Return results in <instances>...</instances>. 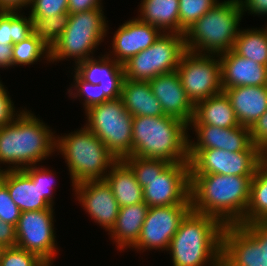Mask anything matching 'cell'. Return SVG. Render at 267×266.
Instances as JSON below:
<instances>
[{"label":"cell","instance_id":"cell-1","mask_svg":"<svg viewBox=\"0 0 267 266\" xmlns=\"http://www.w3.org/2000/svg\"><path fill=\"white\" fill-rule=\"evenodd\" d=\"M253 176L190 174L191 210L217 218L223 225L245 217Z\"/></svg>","mask_w":267,"mask_h":266},{"label":"cell","instance_id":"cell-46","mask_svg":"<svg viewBox=\"0 0 267 266\" xmlns=\"http://www.w3.org/2000/svg\"><path fill=\"white\" fill-rule=\"evenodd\" d=\"M13 67V45L0 42V68Z\"/></svg>","mask_w":267,"mask_h":266},{"label":"cell","instance_id":"cell-48","mask_svg":"<svg viewBox=\"0 0 267 266\" xmlns=\"http://www.w3.org/2000/svg\"><path fill=\"white\" fill-rule=\"evenodd\" d=\"M0 80V95H9V92Z\"/></svg>","mask_w":267,"mask_h":266},{"label":"cell","instance_id":"cell-11","mask_svg":"<svg viewBox=\"0 0 267 266\" xmlns=\"http://www.w3.org/2000/svg\"><path fill=\"white\" fill-rule=\"evenodd\" d=\"M190 174L254 176L266 155L254 144L246 151L188 149Z\"/></svg>","mask_w":267,"mask_h":266},{"label":"cell","instance_id":"cell-34","mask_svg":"<svg viewBox=\"0 0 267 266\" xmlns=\"http://www.w3.org/2000/svg\"><path fill=\"white\" fill-rule=\"evenodd\" d=\"M220 0H179V34L185 32Z\"/></svg>","mask_w":267,"mask_h":266},{"label":"cell","instance_id":"cell-39","mask_svg":"<svg viewBox=\"0 0 267 266\" xmlns=\"http://www.w3.org/2000/svg\"><path fill=\"white\" fill-rule=\"evenodd\" d=\"M29 16L50 17L68 13V0H31Z\"/></svg>","mask_w":267,"mask_h":266},{"label":"cell","instance_id":"cell-45","mask_svg":"<svg viewBox=\"0 0 267 266\" xmlns=\"http://www.w3.org/2000/svg\"><path fill=\"white\" fill-rule=\"evenodd\" d=\"M103 0H68V13H78L91 9L103 8Z\"/></svg>","mask_w":267,"mask_h":266},{"label":"cell","instance_id":"cell-9","mask_svg":"<svg viewBox=\"0 0 267 266\" xmlns=\"http://www.w3.org/2000/svg\"><path fill=\"white\" fill-rule=\"evenodd\" d=\"M221 266H267V221L224 225Z\"/></svg>","mask_w":267,"mask_h":266},{"label":"cell","instance_id":"cell-18","mask_svg":"<svg viewBox=\"0 0 267 266\" xmlns=\"http://www.w3.org/2000/svg\"><path fill=\"white\" fill-rule=\"evenodd\" d=\"M191 127V128H190ZM194 129L196 141L188 137V149H222L230 152L246 151L252 144L250 128L237 126L221 128L203 124H188Z\"/></svg>","mask_w":267,"mask_h":266},{"label":"cell","instance_id":"cell-30","mask_svg":"<svg viewBox=\"0 0 267 266\" xmlns=\"http://www.w3.org/2000/svg\"><path fill=\"white\" fill-rule=\"evenodd\" d=\"M232 51L267 66V25L261 29H240Z\"/></svg>","mask_w":267,"mask_h":266},{"label":"cell","instance_id":"cell-42","mask_svg":"<svg viewBox=\"0 0 267 266\" xmlns=\"http://www.w3.org/2000/svg\"><path fill=\"white\" fill-rule=\"evenodd\" d=\"M10 95H0V127L12 124L26 109L15 111Z\"/></svg>","mask_w":267,"mask_h":266},{"label":"cell","instance_id":"cell-33","mask_svg":"<svg viewBox=\"0 0 267 266\" xmlns=\"http://www.w3.org/2000/svg\"><path fill=\"white\" fill-rule=\"evenodd\" d=\"M50 62V48L36 36L13 44V66L33 65L42 59Z\"/></svg>","mask_w":267,"mask_h":266},{"label":"cell","instance_id":"cell-29","mask_svg":"<svg viewBox=\"0 0 267 266\" xmlns=\"http://www.w3.org/2000/svg\"><path fill=\"white\" fill-rule=\"evenodd\" d=\"M267 221V157L258 165L251 180L250 199L239 224Z\"/></svg>","mask_w":267,"mask_h":266},{"label":"cell","instance_id":"cell-5","mask_svg":"<svg viewBox=\"0 0 267 266\" xmlns=\"http://www.w3.org/2000/svg\"><path fill=\"white\" fill-rule=\"evenodd\" d=\"M242 16L238 0L219 1L185 32L186 51L220 55L232 50Z\"/></svg>","mask_w":267,"mask_h":266},{"label":"cell","instance_id":"cell-37","mask_svg":"<svg viewBox=\"0 0 267 266\" xmlns=\"http://www.w3.org/2000/svg\"><path fill=\"white\" fill-rule=\"evenodd\" d=\"M32 179L33 183H38L39 189L41 191L42 197L53 207L54 205V192L55 190L53 184L56 176L52 170L43 167V165L29 166L23 169Z\"/></svg>","mask_w":267,"mask_h":266},{"label":"cell","instance_id":"cell-16","mask_svg":"<svg viewBox=\"0 0 267 266\" xmlns=\"http://www.w3.org/2000/svg\"><path fill=\"white\" fill-rule=\"evenodd\" d=\"M73 190L79 204L97 225L108 233L116 223L119 205L105 180H90L75 184Z\"/></svg>","mask_w":267,"mask_h":266},{"label":"cell","instance_id":"cell-40","mask_svg":"<svg viewBox=\"0 0 267 266\" xmlns=\"http://www.w3.org/2000/svg\"><path fill=\"white\" fill-rule=\"evenodd\" d=\"M21 210L11 199L7 187L0 181V220L16 227Z\"/></svg>","mask_w":267,"mask_h":266},{"label":"cell","instance_id":"cell-4","mask_svg":"<svg viewBox=\"0 0 267 266\" xmlns=\"http://www.w3.org/2000/svg\"><path fill=\"white\" fill-rule=\"evenodd\" d=\"M132 156L189 163L188 125L181 119L163 116L132 118Z\"/></svg>","mask_w":267,"mask_h":266},{"label":"cell","instance_id":"cell-19","mask_svg":"<svg viewBox=\"0 0 267 266\" xmlns=\"http://www.w3.org/2000/svg\"><path fill=\"white\" fill-rule=\"evenodd\" d=\"M99 57V58H98ZM97 58H89L77 63L75 72L86 82L98 85L102 93L109 99L121 98L123 81L125 79L124 67L107 53Z\"/></svg>","mask_w":267,"mask_h":266},{"label":"cell","instance_id":"cell-10","mask_svg":"<svg viewBox=\"0 0 267 266\" xmlns=\"http://www.w3.org/2000/svg\"><path fill=\"white\" fill-rule=\"evenodd\" d=\"M185 52L184 34L162 33L154 44L123 64L125 78L150 81L160 74L176 71Z\"/></svg>","mask_w":267,"mask_h":266},{"label":"cell","instance_id":"cell-28","mask_svg":"<svg viewBox=\"0 0 267 266\" xmlns=\"http://www.w3.org/2000/svg\"><path fill=\"white\" fill-rule=\"evenodd\" d=\"M138 19L163 33H179V0H141Z\"/></svg>","mask_w":267,"mask_h":266},{"label":"cell","instance_id":"cell-15","mask_svg":"<svg viewBox=\"0 0 267 266\" xmlns=\"http://www.w3.org/2000/svg\"><path fill=\"white\" fill-rule=\"evenodd\" d=\"M191 210V203L149 207L137 243L131 248L142 253L146 250L169 249L171 239Z\"/></svg>","mask_w":267,"mask_h":266},{"label":"cell","instance_id":"cell-2","mask_svg":"<svg viewBox=\"0 0 267 266\" xmlns=\"http://www.w3.org/2000/svg\"><path fill=\"white\" fill-rule=\"evenodd\" d=\"M54 134L31 110L25 109L12 124L0 127V165L6 163V170H22L46 160L56 151Z\"/></svg>","mask_w":267,"mask_h":266},{"label":"cell","instance_id":"cell-14","mask_svg":"<svg viewBox=\"0 0 267 266\" xmlns=\"http://www.w3.org/2000/svg\"><path fill=\"white\" fill-rule=\"evenodd\" d=\"M137 182L149 207L191 203L189 163H171L160 175Z\"/></svg>","mask_w":267,"mask_h":266},{"label":"cell","instance_id":"cell-41","mask_svg":"<svg viewBox=\"0 0 267 266\" xmlns=\"http://www.w3.org/2000/svg\"><path fill=\"white\" fill-rule=\"evenodd\" d=\"M251 140L267 156V111L250 128Z\"/></svg>","mask_w":267,"mask_h":266},{"label":"cell","instance_id":"cell-13","mask_svg":"<svg viewBox=\"0 0 267 266\" xmlns=\"http://www.w3.org/2000/svg\"><path fill=\"white\" fill-rule=\"evenodd\" d=\"M54 208L21 212L16 225V246L54 262L58 245L54 227Z\"/></svg>","mask_w":267,"mask_h":266},{"label":"cell","instance_id":"cell-8","mask_svg":"<svg viewBox=\"0 0 267 266\" xmlns=\"http://www.w3.org/2000/svg\"><path fill=\"white\" fill-rule=\"evenodd\" d=\"M88 130L118 159L132 156V118L121 98L108 100L85 111Z\"/></svg>","mask_w":267,"mask_h":266},{"label":"cell","instance_id":"cell-7","mask_svg":"<svg viewBox=\"0 0 267 266\" xmlns=\"http://www.w3.org/2000/svg\"><path fill=\"white\" fill-rule=\"evenodd\" d=\"M103 10L97 8L70 14L67 27L50 49V62L73 58L76 65L93 58L97 47L108 35V21Z\"/></svg>","mask_w":267,"mask_h":266},{"label":"cell","instance_id":"cell-31","mask_svg":"<svg viewBox=\"0 0 267 266\" xmlns=\"http://www.w3.org/2000/svg\"><path fill=\"white\" fill-rule=\"evenodd\" d=\"M19 12V13H18ZM32 35L30 16L21 10H0V42L13 45Z\"/></svg>","mask_w":267,"mask_h":266},{"label":"cell","instance_id":"cell-38","mask_svg":"<svg viewBox=\"0 0 267 266\" xmlns=\"http://www.w3.org/2000/svg\"><path fill=\"white\" fill-rule=\"evenodd\" d=\"M43 262L38 255L15 246L4 249L0 266H40Z\"/></svg>","mask_w":267,"mask_h":266},{"label":"cell","instance_id":"cell-22","mask_svg":"<svg viewBox=\"0 0 267 266\" xmlns=\"http://www.w3.org/2000/svg\"><path fill=\"white\" fill-rule=\"evenodd\" d=\"M240 125L251 128L267 111V86L222 88Z\"/></svg>","mask_w":267,"mask_h":266},{"label":"cell","instance_id":"cell-21","mask_svg":"<svg viewBox=\"0 0 267 266\" xmlns=\"http://www.w3.org/2000/svg\"><path fill=\"white\" fill-rule=\"evenodd\" d=\"M221 86H267V66L237 55L232 50L219 55Z\"/></svg>","mask_w":267,"mask_h":266},{"label":"cell","instance_id":"cell-26","mask_svg":"<svg viewBox=\"0 0 267 266\" xmlns=\"http://www.w3.org/2000/svg\"><path fill=\"white\" fill-rule=\"evenodd\" d=\"M104 180L111 188L119 207L143 202V188L137 182L130 166L123 159L117 160L111 166Z\"/></svg>","mask_w":267,"mask_h":266},{"label":"cell","instance_id":"cell-20","mask_svg":"<svg viewBox=\"0 0 267 266\" xmlns=\"http://www.w3.org/2000/svg\"><path fill=\"white\" fill-rule=\"evenodd\" d=\"M165 115L181 119L187 125L194 116V104L187 97L176 71L160 74L149 81Z\"/></svg>","mask_w":267,"mask_h":266},{"label":"cell","instance_id":"cell-32","mask_svg":"<svg viewBox=\"0 0 267 266\" xmlns=\"http://www.w3.org/2000/svg\"><path fill=\"white\" fill-rule=\"evenodd\" d=\"M69 16V13L45 18L30 16L32 35L51 49L67 27Z\"/></svg>","mask_w":267,"mask_h":266},{"label":"cell","instance_id":"cell-25","mask_svg":"<svg viewBox=\"0 0 267 266\" xmlns=\"http://www.w3.org/2000/svg\"><path fill=\"white\" fill-rule=\"evenodd\" d=\"M189 124H203L230 128L240 126L231 102L224 91L194 105V116Z\"/></svg>","mask_w":267,"mask_h":266},{"label":"cell","instance_id":"cell-17","mask_svg":"<svg viewBox=\"0 0 267 266\" xmlns=\"http://www.w3.org/2000/svg\"><path fill=\"white\" fill-rule=\"evenodd\" d=\"M162 33L159 28L138 18L127 20L115 31L111 43L112 51L107 55L123 65L131 57L154 44Z\"/></svg>","mask_w":267,"mask_h":266},{"label":"cell","instance_id":"cell-6","mask_svg":"<svg viewBox=\"0 0 267 266\" xmlns=\"http://www.w3.org/2000/svg\"><path fill=\"white\" fill-rule=\"evenodd\" d=\"M56 151L67 163L72 186L84 181L104 180L118 160L85 126L63 136L57 135Z\"/></svg>","mask_w":267,"mask_h":266},{"label":"cell","instance_id":"cell-44","mask_svg":"<svg viewBox=\"0 0 267 266\" xmlns=\"http://www.w3.org/2000/svg\"><path fill=\"white\" fill-rule=\"evenodd\" d=\"M0 244L5 248L15 247L17 244L15 226L2 220H0Z\"/></svg>","mask_w":267,"mask_h":266},{"label":"cell","instance_id":"cell-36","mask_svg":"<svg viewBox=\"0 0 267 266\" xmlns=\"http://www.w3.org/2000/svg\"><path fill=\"white\" fill-rule=\"evenodd\" d=\"M134 172L137 180L152 179L160 175L171 163L162 159L127 156L123 159Z\"/></svg>","mask_w":267,"mask_h":266},{"label":"cell","instance_id":"cell-23","mask_svg":"<svg viewBox=\"0 0 267 266\" xmlns=\"http://www.w3.org/2000/svg\"><path fill=\"white\" fill-rule=\"evenodd\" d=\"M0 181L7 187L11 199L21 212L49 209L52 206L42 197L38 183L22 170L0 171Z\"/></svg>","mask_w":267,"mask_h":266},{"label":"cell","instance_id":"cell-43","mask_svg":"<svg viewBox=\"0 0 267 266\" xmlns=\"http://www.w3.org/2000/svg\"><path fill=\"white\" fill-rule=\"evenodd\" d=\"M243 15L245 12L257 16L267 15V0H238Z\"/></svg>","mask_w":267,"mask_h":266},{"label":"cell","instance_id":"cell-49","mask_svg":"<svg viewBox=\"0 0 267 266\" xmlns=\"http://www.w3.org/2000/svg\"><path fill=\"white\" fill-rule=\"evenodd\" d=\"M54 262L44 261L40 266H52Z\"/></svg>","mask_w":267,"mask_h":266},{"label":"cell","instance_id":"cell-35","mask_svg":"<svg viewBox=\"0 0 267 266\" xmlns=\"http://www.w3.org/2000/svg\"><path fill=\"white\" fill-rule=\"evenodd\" d=\"M73 76L74 83L69 89H67V93L69 94V97L71 96L70 98H81V101H83V109L85 111L95 105H99L109 100L104 93H102V89L99 87V84L93 85L84 81L75 71Z\"/></svg>","mask_w":267,"mask_h":266},{"label":"cell","instance_id":"cell-47","mask_svg":"<svg viewBox=\"0 0 267 266\" xmlns=\"http://www.w3.org/2000/svg\"><path fill=\"white\" fill-rule=\"evenodd\" d=\"M31 0H0V10H23V7L28 8Z\"/></svg>","mask_w":267,"mask_h":266},{"label":"cell","instance_id":"cell-12","mask_svg":"<svg viewBox=\"0 0 267 266\" xmlns=\"http://www.w3.org/2000/svg\"><path fill=\"white\" fill-rule=\"evenodd\" d=\"M176 73L187 97L194 105L223 91L219 55L186 51L181 57Z\"/></svg>","mask_w":267,"mask_h":266},{"label":"cell","instance_id":"cell-50","mask_svg":"<svg viewBox=\"0 0 267 266\" xmlns=\"http://www.w3.org/2000/svg\"><path fill=\"white\" fill-rule=\"evenodd\" d=\"M4 249H5V247L0 244V259L2 257V254H3Z\"/></svg>","mask_w":267,"mask_h":266},{"label":"cell","instance_id":"cell-3","mask_svg":"<svg viewBox=\"0 0 267 266\" xmlns=\"http://www.w3.org/2000/svg\"><path fill=\"white\" fill-rule=\"evenodd\" d=\"M223 227L217 218L190 210L171 239L172 266H221Z\"/></svg>","mask_w":267,"mask_h":266},{"label":"cell","instance_id":"cell-27","mask_svg":"<svg viewBox=\"0 0 267 266\" xmlns=\"http://www.w3.org/2000/svg\"><path fill=\"white\" fill-rule=\"evenodd\" d=\"M121 100L125 109L134 116H163L160 102L152 93L149 81L124 79Z\"/></svg>","mask_w":267,"mask_h":266},{"label":"cell","instance_id":"cell-24","mask_svg":"<svg viewBox=\"0 0 267 266\" xmlns=\"http://www.w3.org/2000/svg\"><path fill=\"white\" fill-rule=\"evenodd\" d=\"M148 209L144 201L119 208L116 223L108 233L119 251L130 249L137 243Z\"/></svg>","mask_w":267,"mask_h":266}]
</instances>
